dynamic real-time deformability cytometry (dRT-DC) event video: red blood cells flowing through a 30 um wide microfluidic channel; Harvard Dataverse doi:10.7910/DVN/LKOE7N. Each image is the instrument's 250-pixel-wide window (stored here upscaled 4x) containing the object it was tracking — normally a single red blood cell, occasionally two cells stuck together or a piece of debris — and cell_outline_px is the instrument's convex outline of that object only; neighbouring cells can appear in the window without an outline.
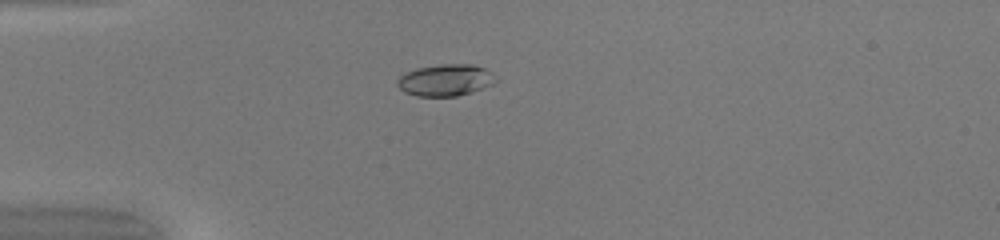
{"species": "common noctule bat (a hibernating species)", "species_latin": "Nyctalus noctula", "temperature_condition": "warm", "stored_images_in_passage": 38, "camera_frame_rate_fps": 3000, "um_per_image_px": 0.085, "animal": {"sex": "female", "body_mass_g": 20.0, "forearm_length_mm": 54.0}, "frame": {"image": 1, "passage_image": 2, "time_ms": 0.333, "image_size_px": [1000, 240], "cell_outline_px": [[500, 80], [492, 84], [472, 92], [456, 96], [416, 96], [404, 92], [396, 84], [396, 80], [404, 72], [416, 68], [440, 64], [472, 64], [484, 68], [492, 72]], "centroid_in_image_um": [37.87, 6.8], "position_along_channel_um": 47.1, "area_um2": 18.44}}
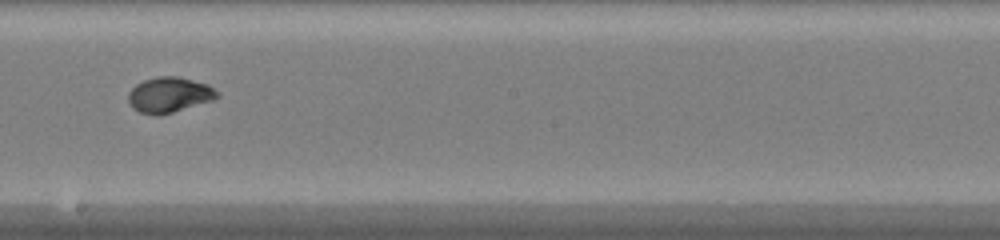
{"frame": {"image": 2, "passage_image": 17, "time_ms": 5.333, "image_size_px": [1000, 240], "cell_outline_px": [[220, 96], [212, 100], [172, 112], [140, 112], [132, 108], [128, 104], [128, 92], [136, 84], [144, 80], [156, 76], [176, 76], [208, 84]], "centroid_in_image_um": [14.36, 8.02], "position_along_channel_um": 233.8, "area_um2": 17.74}}
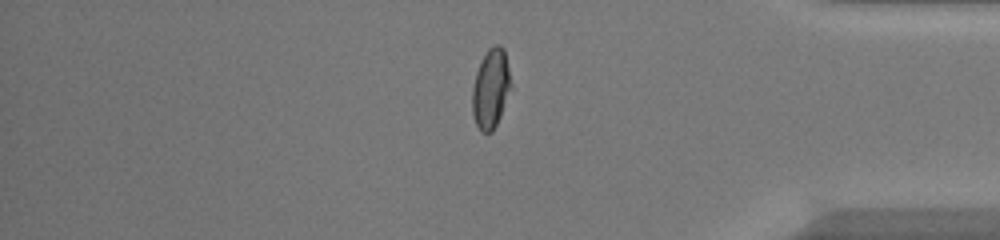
{"frame": {"image": 3, "passage_image": 30, "time_ms": 9.667, "image_size_px": [1000, 240], "cell_outline_px": [[512, 84], [500, 116], [492, 132], [480, 132], [476, 124], [472, 112], [472, 88], [476, 72], [488, 48], [496, 44], [500, 44], [504, 48]], "centroid_in_image_um": [41.71, 7.52], "position_along_channel_um": 393.5, "area_um2": 17.8}, "authors_computed_cell_mechanics": {"area_um2": 17.9758, "velocity_mm_per_s": 4.1923, "shape_relaxation_time_tau1_ms": 5.1579, "shape_relaxation_time_tau2_ms": 0.5113, "deformation_change_tau1": 0.2163, "deformation_change_tau2": 0.0358}}